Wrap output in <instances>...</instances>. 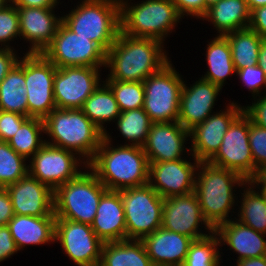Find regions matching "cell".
<instances>
[{
	"instance_id": "6da1fadb",
	"label": "cell",
	"mask_w": 266,
	"mask_h": 266,
	"mask_svg": "<svg viewBox=\"0 0 266 266\" xmlns=\"http://www.w3.org/2000/svg\"><path fill=\"white\" fill-rule=\"evenodd\" d=\"M164 44L151 38H138L119 32L106 52L105 80L143 82L170 62ZM164 49V50H163Z\"/></svg>"
},
{
	"instance_id": "9f6ffc18",
	"label": "cell",
	"mask_w": 266,
	"mask_h": 266,
	"mask_svg": "<svg viewBox=\"0 0 266 266\" xmlns=\"http://www.w3.org/2000/svg\"><path fill=\"white\" fill-rule=\"evenodd\" d=\"M12 0H0V10L6 7Z\"/></svg>"
},
{
	"instance_id": "8992f818",
	"label": "cell",
	"mask_w": 266,
	"mask_h": 266,
	"mask_svg": "<svg viewBox=\"0 0 266 266\" xmlns=\"http://www.w3.org/2000/svg\"><path fill=\"white\" fill-rule=\"evenodd\" d=\"M75 9L62 16L74 33L95 42L105 53L120 32L119 0H80Z\"/></svg>"
},
{
	"instance_id": "8d00e7d4",
	"label": "cell",
	"mask_w": 266,
	"mask_h": 266,
	"mask_svg": "<svg viewBox=\"0 0 266 266\" xmlns=\"http://www.w3.org/2000/svg\"><path fill=\"white\" fill-rule=\"evenodd\" d=\"M26 159L8 142L0 141V187L6 188L28 174Z\"/></svg>"
},
{
	"instance_id": "ba28073f",
	"label": "cell",
	"mask_w": 266,
	"mask_h": 266,
	"mask_svg": "<svg viewBox=\"0 0 266 266\" xmlns=\"http://www.w3.org/2000/svg\"><path fill=\"white\" fill-rule=\"evenodd\" d=\"M171 61L143 81V109L152 123L178 121L184 79Z\"/></svg>"
},
{
	"instance_id": "44dd1931",
	"label": "cell",
	"mask_w": 266,
	"mask_h": 266,
	"mask_svg": "<svg viewBox=\"0 0 266 266\" xmlns=\"http://www.w3.org/2000/svg\"><path fill=\"white\" fill-rule=\"evenodd\" d=\"M183 83L178 122L188 131L204 122L212 113L218 95L219 86L199 78L190 87Z\"/></svg>"
},
{
	"instance_id": "4316f807",
	"label": "cell",
	"mask_w": 266,
	"mask_h": 266,
	"mask_svg": "<svg viewBox=\"0 0 266 266\" xmlns=\"http://www.w3.org/2000/svg\"><path fill=\"white\" fill-rule=\"evenodd\" d=\"M211 22L218 31L217 36L248 28L250 10L246 0H219L211 6L201 19Z\"/></svg>"
},
{
	"instance_id": "f546056e",
	"label": "cell",
	"mask_w": 266,
	"mask_h": 266,
	"mask_svg": "<svg viewBox=\"0 0 266 266\" xmlns=\"http://www.w3.org/2000/svg\"><path fill=\"white\" fill-rule=\"evenodd\" d=\"M205 52L209 69L201 78L222 89L226 79L236 74L228 40L224 36H216L208 42Z\"/></svg>"
},
{
	"instance_id": "603a6c76",
	"label": "cell",
	"mask_w": 266,
	"mask_h": 266,
	"mask_svg": "<svg viewBox=\"0 0 266 266\" xmlns=\"http://www.w3.org/2000/svg\"><path fill=\"white\" fill-rule=\"evenodd\" d=\"M234 218L214 229L220 246L227 245L229 250L238 254L237 261L266 256V234L255 231Z\"/></svg>"
},
{
	"instance_id": "2e32d148",
	"label": "cell",
	"mask_w": 266,
	"mask_h": 266,
	"mask_svg": "<svg viewBox=\"0 0 266 266\" xmlns=\"http://www.w3.org/2000/svg\"><path fill=\"white\" fill-rule=\"evenodd\" d=\"M199 226L208 231L200 229ZM161 227L168 231L185 235L193 240L206 237L214 231L203 217L195 192L164 198Z\"/></svg>"
},
{
	"instance_id": "e575fe53",
	"label": "cell",
	"mask_w": 266,
	"mask_h": 266,
	"mask_svg": "<svg viewBox=\"0 0 266 266\" xmlns=\"http://www.w3.org/2000/svg\"><path fill=\"white\" fill-rule=\"evenodd\" d=\"M117 129L129 146L143 147L152 124L143 108L120 112L116 119Z\"/></svg>"
},
{
	"instance_id": "816d5d0a",
	"label": "cell",
	"mask_w": 266,
	"mask_h": 266,
	"mask_svg": "<svg viewBox=\"0 0 266 266\" xmlns=\"http://www.w3.org/2000/svg\"><path fill=\"white\" fill-rule=\"evenodd\" d=\"M236 266H266V256L242 259L236 261Z\"/></svg>"
},
{
	"instance_id": "30bf717a",
	"label": "cell",
	"mask_w": 266,
	"mask_h": 266,
	"mask_svg": "<svg viewBox=\"0 0 266 266\" xmlns=\"http://www.w3.org/2000/svg\"><path fill=\"white\" fill-rule=\"evenodd\" d=\"M57 68L87 66L105 69L106 53L93 41L79 36L63 22L51 43L41 53Z\"/></svg>"
},
{
	"instance_id": "277c9868",
	"label": "cell",
	"mask_w": 266,
	"mask_h": 266,
	"mask_svg": "<svg viewBox=\"0 0 266 266\" xmlns=\"http://www.w3.org/2000/svg\"><path fill=\"white\" fill-rule=\"evenodd\" d=\"M45 143L74 152L87 165L105 137L81 109H54L43 119Z\"/></svg>"
},
{
	"instance_id": "4dcf8cb0",
	"label": "cell",
	"mask_w": 266,
	"mask_h": 266,
	"mask_svg": "<svg viewBox=\"0 0 266 266\" xmlns=\"http://www.w3.org/2000/svg\"><path fill=\"white\" fill-rule=\"evenodd\" d=\"M81 110L104 133L105 122L116 121L120 110L111 88L103 81L99 87L85 100Z\"/></svg>"
},
{
	"instance_id": "7a4b0ae2",
	"label": "cell",
	"mask_w": 266,
	"mask_h": 266,
	"mask_svg": "<svg viewBox=\"0 0 266 266\" xmlns=\"http://www.w3.org/2000/svg\"><path fill=\"white\" fill-rule=\"evenodd\" d=\"M109 133H105L88 167L108 190L120 191L148 184L149 161L143 147L113 146Z\"/></svg>"
},
{
	"instance_id": "836d02e7",
	"label": "cell",
	"mask_w": 266,
	"mask_h": 266,
	"mask_svg": "<svg viewBox=\"0 0 266 266\" xmlns=\"http://www.w3.org/2000/svg\"><path fill=\"white\" fill-rule=\"evenodd\" d=\"M43 133H45L43 119L29 117L8 141V144L28 161L45 144L42 138Z\"/></svg>"
},
{
	"instance_id": "3957f363",
	"label": "cell",
	"mask_w": 266,
	"mask_h": 266,
	"mask_svg": "<svg viewBox=\"0 0 266 266\" xmlns=\"http://www.w3.org/2000/svg\"><path fill=\"white\" fill-rule=\"evenodd\" d=\"M246 182L234 171L217 167L209 162L199 163L194 192L199 200L203 217L213 229L229 221L230 212L236 213L234 207L238 206V201L236 202L238 199L235 198L237 194L234 192L236 187L240 188Z\"/></svg>"
},
{
	"instance_id": "11a10c76",
	"label": "cell",
	"mask_w": 266,
	"mask_h": 266,
	"mask_svg": "<svg viewBox=\"0 0 266 266\" xmlns=\"http://www.w3.org/2000/svg\"><path fill=\"white\" fill-rule=\"evenodd\" d=\"M205 6L209 9L211 6L216 4L219 0H204Z\"/></svg>"
},
{
	"instance_id": "9c48e42d",
	"label": "cell",
	"mask_w": 266,
	"mask_h": 266,
	"mask_svg": "<svg viewBox=\"0 0 266 266\" xmlns=\"http://www.w3.org/2000/svg\"><path fill=\"white\" fill-rule=\"evenodd\" d=\"M126 239L141 240L162 225V198L149 184L120 190Z\"/></svg>"
},
{
	"instance_id": "7c38bea8",
	"label": "cell",
	"mask_w": 266,
	"mask_h": 266,
	"mask_svg": "<svg viewBox=\"0 0 266 266\" xmlns=\"http://www.w3.org/2000/svg\"><path fill=\"white\" fill-rule=\"evenodd\" d=\"M56 66L41 53H25V85L28 117L44 119L54 109L53 94Z\"/></svg>"
},
{
	"instance_id": "484cf974",
	"label": "cell",
	"mask_w": 266,
	"mask_h": 266,
	"mask_svg": "<svg viewBox=\"0 0 266 266\" xmlns=\"http://www.w3.org/2000/svg\"><path fill=\"white\" fill-rule=\"evenodd\" d=\"M55 216L34 217L14 215L8 222L10 230L19 251L29 245H43L54 242Z\"/></svg>"
},
{
	"instance_id": "6f0895ef",
	"label": "cell",
	"mask_w": 266,
	"mask_h": 266,
	"mask_svg": "<svg viewBox=\"0 0 266 266\" xmlns=\"http://www.w3.org/2000/svg\"><path fill=\"white\" fill-rule=\"evenodd\" d=\"M152 266H175V265H168V264H160V263H153Z\"/></svg>"
},
{
	"instance_id": "f6af8a7d",
	"label": "cell",
	"mask_w": 266,
	"mask_h": 266,
	"mask_svg": "<svg viewBox=\"0 0 266 266\" xmlns=\"http://www.w3.org/2000/svg\"><path fill=\"white\" fill-rule=\"evenodd\" d=\"M18 248L7 226H0V262L18 252Z\"/></svg>"
},
{
	"instance_id": "d6a6232c",
	"label": "cell",
	"mask_w": 266,
	"mask_h": 266,
	"mask_svg": "<svg viewBox=\"0 0 266 266\" xmlns=\"http://www.w3.org/2000/svg\"><path fill=\"white\" fill-rule=\"evenodd\" d=\"M230 45L235 70L257 65L262 38L250 28L224 36Z\"/></svg>"
},
{
	"instance_id": "1f68e13d",
	"label": "cell",
	"mask_w": 266,
	"mask_h": 266,
	"mask_svg": "<svg viewBox=\"0 0 266 266\" xmlns=\"http://www.w3.org/2000/svg\"><path fill=\"white\" fill-rule=\"evenodd\" d=\"M242 188L244 190L241 192L237 220L255 231L266 234V198L258 189L255 190L256 187L251 181H247Z\"/></svg>"
},
{
	"instance_id": "ffe728a7",
	"label": "cell",
	"mask_w": 266,
	"mask_h": 266,
	"mask_svg": "<svg viewBox=\"0 0 266 266\" xmlns=\"http://www.w3.org/2000/svg\"><path fill=\"white\" fill-rule=\"evenodd\" d=\"M15 215L34 217L55 216L54 191L29 174L8 185Z\"/></svg>"
},
{
	"instance_id": "9a60e30c",
	"label": "cell",
	"mask_w": 266,
	"mask_h": 266,
	"mask_svg": "<svg viewBox=\"0 0 266 266\" xmlns=\"http://www.w3.org/2000/svg\"><path fill=\"white\" fill-rule=\"evenodd\" d=\"M101 68L72 66L57 68L53 94L57 109H81L85 100L103 82Z\"/></svg>"
},
{
	"instance_id": "bcb514c9",
	"label": "cell",
	"mask_w": 266,
	"mask_h": 266,
	"mask_svg": "<svg viewBox=\"0 0 266 266\" xmlns=\"http://www.w3.org/2000/svg\"><path fill=\"white\" fill-rule=\"evenodd\" d=\"M248 28L255 31L262 39H266V5L250 12Z\"/></svg>"
},
{
	"instance_id": "f5cc1de1",
	"label": "cell",
	"mask_w": 266,
	"mask_h": 266,
	"mask_svg": "<svg viewBox=\"0 0 266 266\" xmlns=\"http://www.w3.org/2000/svg\"><path fill=\"white\" fill-rule=\"evenodd\" d=\"M257 65L264 71L266 76V39L261 41Z\"/></svg>"
},
{
	"instance_id": "83f0119b",
	"label": "cell",
	"mask_w": 266,
	"mask_h": 266,
	"mask_svg": "<svg viewBox=\"0 0 266 266\" xmlns=\"http://www.w3.org/2000/svg\"><path fill=\"white\" fill-rule=\"evenodd\" d=\"M141 240L104 242L99 266H152Z\"/></svg>"
},
{
	"instance_id": "7dc6e473",
	"label": "cell",
	"mask_w": 266,
	"mask_h": 266,
	"mask_svg": "<svg viewBox=\"0 0 266 266\" xmlns=\"http://www.w3.org/2000/svg\"><path fill=\"white\" fill-rule=\"evenodd\" d=\"M13 48L0 47V83L7 76L20 57Z\"/></svg>"
},
{
	"instance_id": "7402d4cb",
	"label": "cell",
	"mask_w": 266,
	"mask_h": 266,
	"mask_svg": "<svg viewBox=\"0 0 266 266\" xmlns=\"http://www.w3.org/2000/svg\"><path fill=\"white\" fill-rule=\"evenodd\" d=\"M17 9L20 39H24L27 43L29 41L30 44L26 53H42L56 35L62 16L55 14V8L17 7Z\"/></svg>"
},
{
	"instance_id": "d6986e66",
	"label": "cell",
	"mask_w": 266,
	"mask_h": 266,
	"mask_svg": "<svg viewBox=\"0 0 266 266\" xmlns=\"http://www.w3.org/2000/svg\"><path fill=\"white\" fill-rule=\"evenodd\" d=\"M188 137L190 132L178 121L152 123L143 150L149 162L182 159L185 153L190 155V148L185 147L186 141L190 140Z\"/></svg>"
},
{
	"instance_id": "5bb4252c",
	"label": "cell",
	"mask_w": 266,
	"mask_h": 266,
	"mask_svg": "<svg viewBox=\"0 0 266 266\" xmlns=\"http://www.w3.org/2000/svg\"><path fill=\"white\" fill-rule=\"evenodd\" d=\"M78 266H99L103 242L91 225L56 218L54 243Z\"/></svg>"
},
{
	"instance_id": "8fae6325",
	"label": "cell",
	"mask_w": 266,
	"mask_h": 266,
	"mask_svg": "<svg viewBox=\"0 0 266 266\" xmlns=\"http://www.w3.org/2000/svg\"><path fill=\"white\" fill-rule=\"evenodd\" d=\"M81 159L74 152L45 143L29 160L28 174L54 191L87 168Z\"/></svg>"
},
{
	"instance_id": "ab89813d",
	"label": "cell",
	"mask_w": 266,
	"mask_h": 266,
	"mask_svg": "<svg viewBox=\"0 0 266 266\" xmlns=\"http://www.w3.org/2000/svg\"><path fill=\"white\" fill-rule=\"evenodd\" d=\"M249 144L254 160V176L266 168V129L249 120Z\"/></svg>"
},
{
	"instance_id": "cb8c5ba5",
	"label": "cell",
	"mask_w": 266,
	"mask_h": 266,
	"mask_svg": "<svg viewBox=\"0 0 266 266\" xmlns=\"http://www.w3.org/2000/svg\"><path fill=\"white\" fill-rule=\"evenodd\" d=\"M91 228L104 242L126 240V222L119 191L107 190L101 197Z\"/></svg>"
},
{
	"instance_id": "4fadbf2b",
	"label": "cell",
	"mask_w": 266,
	"mask_h": 266,
	"mask_svg": "<svg viewBox=\"0 0 266 266\" xmlns=\"http://www.w3.org/2000/svg\"><path fill=\"white\" fill-rule=\"evenodd\" d=\"M242 176L254 177V160L249 144V118L242 112L230 125L216 154L208 161Z\"/></svg>"
},
{
	"instance_id": "f35d334b",
	"label": "cell",
	"mask_w": 266,
	"mask_h": 266,
	"mask_svg": "<svg viewBox=\"0 0 266 266\" xmlns=\"http://www.w3.org/2000/svg\"><path fill=\"white\" fill-rule=\"evenodd\" d=\"M20 38V24L17 7L11 2L0 10V47L13 48L10 41Z\"/></svg>"
},
{
	"instance_id": "5b68a950",
	"label": "cell",
	"mask_w": 266,
	"mask_h": 266,
	"mask_svg": "<svg viewBox=\"0 0 266 266\" xmlns=\"http://www.w3.org/2000/svg\"><path fill=\"white\" fill-rule=\"evenodd\" d=\"M131 1L119 0L120 32L125 35L164 43L182 20L172 0H143L134 5Z\"/></svg>"
},
{
	"instance_id": "f907efd6",
	"label": "cell",
	"mask_w": 266,
	"mask_h": 266,
	"mask_svg": "<svg viewBox=\"0 0 266 266\" xmlns=\"http://www.w3.org/2000/svg\"><path fill=\"white\" fill-rule=\"evenodd\" d=\"M250 181L266 198V174L263 171L258 172Z\"/></svg>"
},
{
	"instance_id": "74e56055",
	"label": "cell",
	"mask_w": 266,
	"mask_h": 266,
	"mask_svg": "<svg viewBox=\"0 0 266 266\" xmlns=\"http://www.w3.org/2000/svg\"><path fill=\"white\" fill-rule=\"evenodd\" d=\"M113 91L120 112L143 108L145 90L143 82L104 81Z\"/></svg>"
},
{
	"instance_id": "c3c4849f",
	"label": "cell",
	"mask_w": 266,
	"mask_h": 266,
	"mask_svg": "<svg viewBox=\"0 0 266 266\" xmlns=\"http://www.w3.org/2000/svg\"><path fill=\"white\" fill-rule=\"evenodd\" d=\"M14 215L9 192L6 188H0V226H7Z\"/></svg>"
},
{
	"instance_id": "e0dca14e",
	"label": "cell",
	"mask_w": 266,
	"mask_h": 266,
	"mask_svg": "<svg viewBox=\"0 0 266 266\" xmlns=\"http://www.w3.org/2000/svg\"><path fill=\"white\" fill-rule=\"evenodd\" d=\"M226 109L214 112L190 132V155L200 162H208L219 150L223 137L232 122L243 112V107L229 102Z\"/></svg>"
},
{
	"instance_id": "f1b7e54d",
	"label": "cell",
	"mask_w": 266,
	"mask_h": 266,
	"mask_svg": "<svg viewBox=\"0 0 266 266\" xmlns=\"http://www.w3.org/2000/svg\"><path fill=\"white\" fill-rule=\"evenodd\" d=\"M25 54L0 83V110L28 116Z\"/></svg>"
},
{
	"instance_id": "db71d44e",
	"label": "cell",
	"mask_w": 266,
	"mask_h": 266,
	"mask_svg": "<svg viewBox=\"0 0 266 266\" xmlns=\"http://www.w3.org/2000/svg\"><path fill=\"white\" fill-rule=\"evenodd\" d=\"M246 1H247V5H248L250 12L253 9L266 5V0H246Z\"/></svg>"
},
{
	"instance_id": "d4e9b609",
	"label": "cell",
	"mask_w": 266,
	"mask_h": 266,
	"mask_svg": "<svg viewBox=\"0 0 266 266\" xmlns=\"http://www.w3.org/2000/svg\"><path fill=\"white\" fill-rule=\"evenodd\" d=\"M141 241L152 263L182 266L194 240L160 227Z\"/></svg>"
},
{
	"instance_id": "ac0fdd59",
	"label": "cell",
	"mask_w": 266,
	"mask_h": 266,
	"mask_svg": "<svg viewBox=\"0 0 266 266\" xmlns=\"http://www.w3.org/2000/svg\"><path fill=\"white\" fill-rule=\"evenodd\" d=\"M194 162H190V160ZM175 161L149 162L148 184L162 197L186 195L194 192L196 171L200 161L193 156Z\"/></svg>"
},
{
	"instance_id": "60d3db41",
	"label": "cell",
	"mask_w": 266,
	"mask_h": 266,
	"mask_svg": "<svg viewBox=\"0 0 266 266\" xmlns=\"http://www.w3.org/2000/svg\"><path fill=\"white\" fill-rule=\"evenodd\" d=\"M236 76L244 83V86L252 93V98L266 94V76L264 71L258 66L244 67L236 71ZM262 87L265 88L262 92ZM262 92V93H261Z\"/></svg>"
},
{
	"instance_id": "7bdbcfd3",
	"label": "cell",
	"mask_w": 266,
	"mask_h": 266,
	"mask_svg": "<svg viewBox=\"0 0 266 266\" xmlns=\"http://www.w3.org/2000/svg\"><path fill=\"white\" fill-rule=\"evenodd\" d=\"M243 113L253 124L266 129V94L254 97L252 105L242 106Z\"/></svg>"
},
{
	"instance_id": "b9f144b4",
	"label": "cell",
	"mask_w": 266,
	"mask_h": 266,
	"mask_svg": "<svg viewBox=\"0 0 266 266\" xmlns=\"http://www.w3.org/2000/svg\"><path fill=\"white\" fill-rule=\"evenodd\" d=\"M28 118L15 112L0 110V141L8 142Z\"/></svg>"
},
{
	"instance_id": "d590c367",
	"label": "cell",
	"mask_w": 266,
	"mask_h": 266,
	"mask_svg": "<svg viewBox=\"0 0 266 266\" xmlns=\"http://www.w3.org/2000/svg\"><path fill=\"white\" fill-rule=\"evenodd\" d=\"M220 241L213 231L210 235L194 240L182 266H220L222 256Z\"/></svg>"
},
{
	"instance_id": "681fc988",
	"label": "cell",
	"mask_w": 266,
	"mask_h": 266,
	"mask_svg": "<svg viewBox=\"0 0 266 266\" xmlns=\"http://www.w3.org/2000/svg\"><path fill=\"white\" fill-rule=\"evenodd\" d=\"M60 0H12L16 7L56 8Z\"/></svg>"
},
{
	"instance_id": "52a82bcc",
	"label": "cell",
	"mask_w": 266,
	"mask_h": 266,
	"mask_svg": "<svg viewBox=\"0 0 266 266\" xmlns=\"http://www.w3.org/2000/svg\"><path fill=\"white\" fill-rule=\"evenodd\" d=\"M86 170L54 190L56 218L92 224L99 201L108 189L88 166Z\"/></svg>"
},
{
	"instance_id": "ee69618b",
	"label": "cell",
	"mask_w": 266,
	"mask_h": 266,
	"mask_svg": "<svg viewBox=\"0 0 266 266\" xmlns=\"http://www.w3.org/2000/svg\"><path fill=\"white\" fill-rule=\"evenodd\" d=\"M172 2L176 5L177 11L182 18L184 15H189L202 19L208 11L204 0H172Z\"/></svg>"
}]
</instances>
